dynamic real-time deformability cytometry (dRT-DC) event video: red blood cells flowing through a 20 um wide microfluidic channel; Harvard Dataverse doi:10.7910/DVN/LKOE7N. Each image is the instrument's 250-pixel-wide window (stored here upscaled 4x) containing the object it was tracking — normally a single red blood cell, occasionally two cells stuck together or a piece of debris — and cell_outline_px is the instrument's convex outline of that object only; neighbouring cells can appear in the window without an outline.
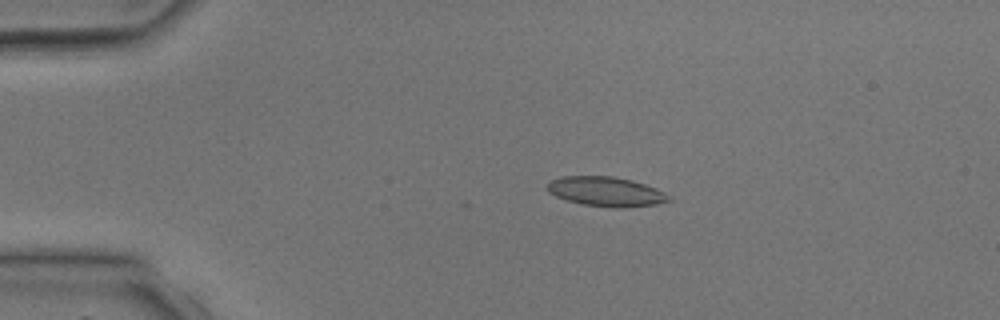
{"species": "common noctule bat (a hibernating species)", "species_latin": "Nyctalus noctula", "temperature_condition": "room temperature", "stored_images_in_passage": 3, "camera_frame_rate_fps": 3000, "um_per_image_px": 0.085, "animal": {"sex": "male", "body_mass_g": 17.9, "forearm_length_mm": 54.2}, "frame": {"image": 1, "passage_image": 2, "time_ms": 2.0, "image_size_px": [1000, 320], "cell_outline_px": [[672, 200], [656, 204], [624, 208], [612, 208], [580, 204], [556, 196], [548, 192], [548, 184], [552, 180], [564, 176], [612, 176], [632, 180], [656, 188], [664, 192]], "centroid_in_image_um": [51.52, 16.29], "position_along_channel_um": 33.5, "area_um2": 20.87}}